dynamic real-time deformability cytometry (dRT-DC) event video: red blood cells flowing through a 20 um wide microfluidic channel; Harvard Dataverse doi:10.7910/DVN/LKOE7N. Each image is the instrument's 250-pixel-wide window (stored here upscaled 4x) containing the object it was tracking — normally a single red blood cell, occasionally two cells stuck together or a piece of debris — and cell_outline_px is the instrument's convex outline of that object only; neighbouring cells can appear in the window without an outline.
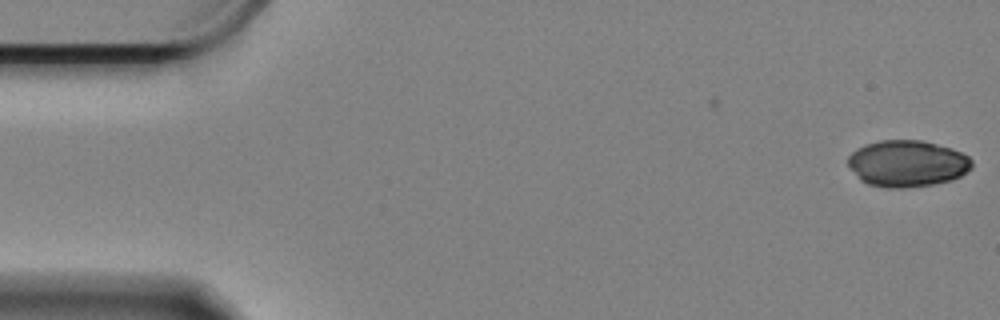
{"species": "Egyptian fruit bat (a non-hibernating species)", "species_latin": "Rousettus aegyptiacus", "temperature_condition": "cold", "stored_images_in_passage": 3, "camera_frame_rate_fps": 3000, "um_per_image_px": 0.085, "animal": {"sex": "female"}, "frame": {"image": 1, "passage_image": 3, "time_ms": 0.667, "image_size_px": [1000, 320], "cell_outline_px": [[972, 168], [960, 176], [948, 180], [932, 184], [904, 188], [888, 188], [868, 184], [860, 180], [848, 164], [848, 156], [856, 148], [880, 140], [920, 140], [952, 148], [968, 156], [972, 160]], "centroid_in_image_um": [77.1, 13.89], "position_along_channel_um": 7.9, "area_um2": 33.41}}